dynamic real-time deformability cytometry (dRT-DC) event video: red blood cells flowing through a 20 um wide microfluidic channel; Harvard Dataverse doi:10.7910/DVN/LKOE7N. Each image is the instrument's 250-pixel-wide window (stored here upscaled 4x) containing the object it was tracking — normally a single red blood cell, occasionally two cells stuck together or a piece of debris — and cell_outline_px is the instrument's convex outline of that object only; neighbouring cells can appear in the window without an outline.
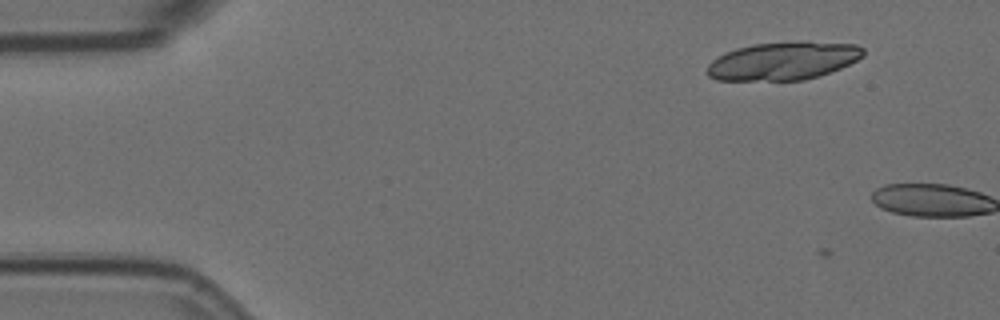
{"species": "Egyptian fruit bat (a non-hibernating species)", "species_latin": "Rousettus aegyptiacus", "temperature_condition": "room temperature", "stored_images_in_passage": 7, "camera_frame_rate_fps": 3000, "um_per_image_px": 0.085, "animal": {"sex": "female"}, "frame": {"image": 1, "passage_image": 6, "time_ms": 1.667, "image_size_px": [1000, 320], "cell_outline_px": [[864, 56], [840, 68], [804, 80], [716, 80], [708, 76], [708, 64], [712, 60], [736, 48], [752, 44], [856, 44], [864, 48]], "centroid_in_image_um": [66.52, 5.22], "position_along_channel_um": 18.5, "area_um2": 33.18}}